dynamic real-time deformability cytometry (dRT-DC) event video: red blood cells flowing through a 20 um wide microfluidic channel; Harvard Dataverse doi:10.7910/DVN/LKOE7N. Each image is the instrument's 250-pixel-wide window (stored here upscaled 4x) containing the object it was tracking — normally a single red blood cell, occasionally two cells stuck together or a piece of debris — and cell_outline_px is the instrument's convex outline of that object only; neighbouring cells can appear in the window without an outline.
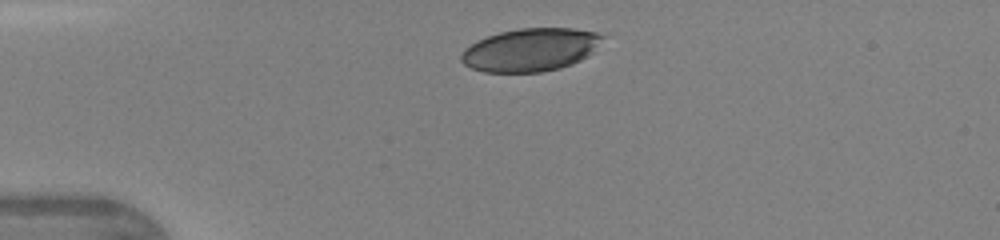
{"species": "human", "species_latin": "Homo sapiens", "temperature_condition": "warm", "stored_images_in_passage": 6, "camera_frame_rate_fps": 3000, "um_per_image_px": 0.085, "donor": {"sex": "female"}, "frame": {"image": 1, "passage_image": 1, "time_ms": 0.0, "image_size_px": [1000, 240], "cell_outline_px": [[608, 36], [588, 56], [572, 64], [560, 68], [540, 72], [484, 72], [472, 68], [464, 64], [460, 60], [460, 56], [464, 48], [488, 36], [500, 32], [520, 28], [572, 28], [596, 32]], "centroid_in_image_um": [45.13, 4.23], "position_along_channel_um": 39.9, "area_um2": 35.49}}
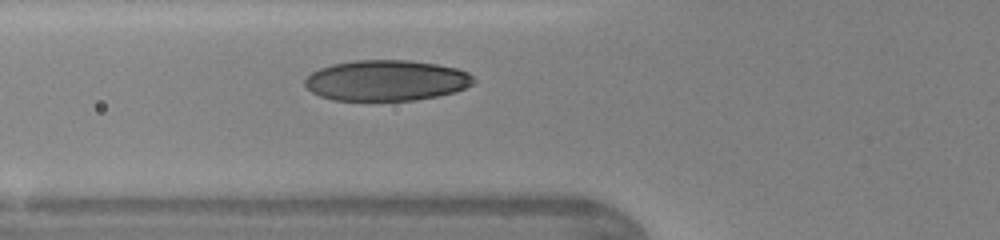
{"frame": {"image": 2, "passage_image": 6, "time_ms": 1.667, "image_size_px": [1000, 240], "cell_outline_px": [[476, 80], [472, 84], [456, 92], [416, 100], [332, 100], [320, 96], [312, 92], [304, 84], [304, 80], [312, 72], [320, 68], [332, 64], [356, 60], [408, 60], [436, 64], [456, 68], [468, 72]], "centroid_in_image_um": [32.84, 6.84], "position_along_channel_um": 93.0, "area_um2": 40.0}}